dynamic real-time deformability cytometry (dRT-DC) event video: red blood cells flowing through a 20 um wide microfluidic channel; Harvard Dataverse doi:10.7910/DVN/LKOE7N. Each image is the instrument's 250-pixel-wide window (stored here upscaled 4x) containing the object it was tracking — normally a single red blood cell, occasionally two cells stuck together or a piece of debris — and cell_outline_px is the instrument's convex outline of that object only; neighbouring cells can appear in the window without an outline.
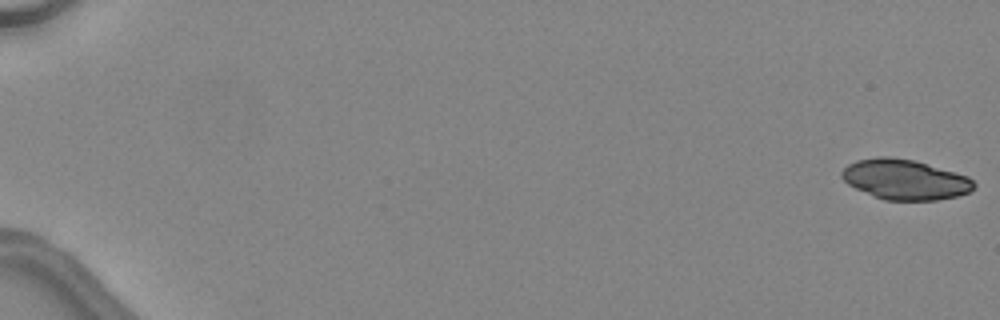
{"species": "common noctule bat (a hibernating species)", "species_latin": "Nyctalus noctula", "temperature_condition": "warm", "stored_images_in_passage": 47, "camera_frame_rate_fps": 3000, "um_per_image_px": 0.085, "animal": {"sex": "female", "body_mass_g": 24.6, "forearm_length_mm": 56.2}, "frame": {"image": 1, "passage_image": 1, "time_ms": 0.0, "image_size_px": [1000, 320], "cell_outline_px": [[976, 184], [968, 192], [956, 196], [936, 200], [884, 200], [856, 188], [848, 184], [840, 176], [840, 172], [848, 164], [856, 160], [876, 156], [892, 156], [912, 160], [968, 176]], "centroid_in_image_um": [76.88, 15.25], "position_along_channel_um": 8.1, "area_um2": 30.69}}
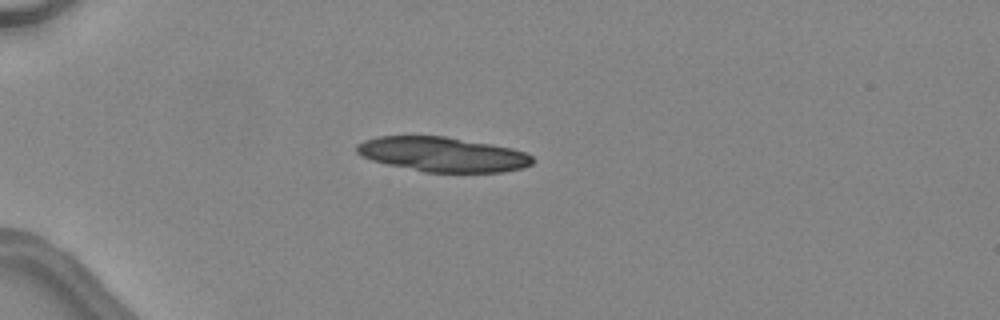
{"frame": {"image": 2, "passage_image": 15, "time_ms": 4.667, "image_size_px": [1000, 320], "cell_outline_px": [[536, 160], [532, 164], [524, 168], [504, 172], [424, 172], [388, 164], [372, 160], [360, 156], [356, 152], [356, 144], [364, 140], [376, 136], [444, 136], [492, 144], [512, 148], [524, 152], [532, 156]], "centroid_in_image_um": [37.63, 13.12], "position_along_channel_um": 47.4, "area_um2": 35.72}}
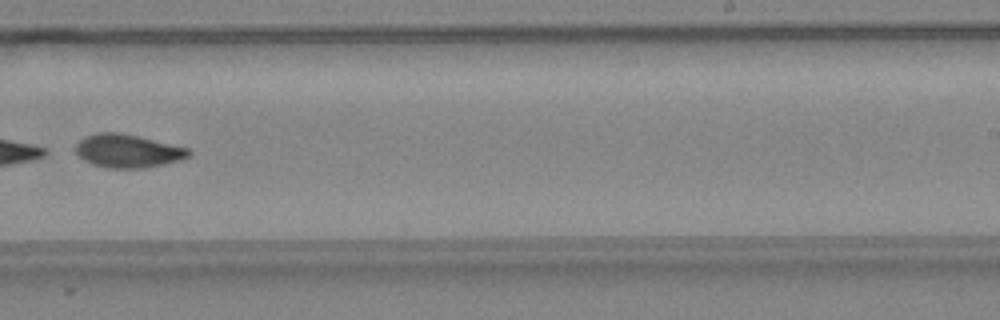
{"frame": {"image": 3, "passage_image": 33, "time_ms": 10.667, "image_size_px": [1000, 320], "cell_outline_px": [[192, 152], [188, 156], [180, 160], [164, 164], [144, 168], [108, 168], [92, 164], [84, 160], [72, 148], [84, 136], [96, 132], [116, 132], [136, 136], [188, 148]], "centroid_in_image_um": [10.81, 12.83], "position_along_channel_um": 278.2, "area_um2": 21.85}}